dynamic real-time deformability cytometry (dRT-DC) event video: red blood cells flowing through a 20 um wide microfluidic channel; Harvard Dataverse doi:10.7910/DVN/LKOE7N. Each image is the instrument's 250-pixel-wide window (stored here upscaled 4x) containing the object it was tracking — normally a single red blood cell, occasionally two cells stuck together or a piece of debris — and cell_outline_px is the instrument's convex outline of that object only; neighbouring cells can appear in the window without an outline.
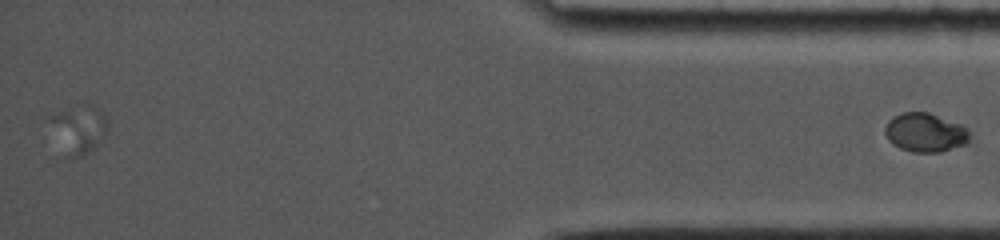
{"species": "common noctule bat (a hibernating species)", "species_latin": "Nyctalus noctula", "temperature_condition": "cold", "stored_images_in_passage": 43, "segment_of_instrument_passage": [2, 2], "camera_frame_rate_fps": 5000, "um_per_image_px": 0.085, "animal": {"sex": "female", "body_mass_g": 19.0, "forearm_length_mm": 53.3}, "frame": {"image": 1, "passage_image": 43, "time_ms": 20.8, "image_size_px": [1000, 240], "cell_outline_px": [[972, 140], [968, 144], [940, 152], [912, 152], [900, 148], [892, 144], [888, 140], [884, 132], [884, 128], [888, 120], [892, 116], [904, 112], [928, 112], [960, 124], [968, 128], [972, 136]], "centroid_in_image_um": [78.67, 11.27], "position_along_channel_um": 356.5, "area_um2": 19.59}}